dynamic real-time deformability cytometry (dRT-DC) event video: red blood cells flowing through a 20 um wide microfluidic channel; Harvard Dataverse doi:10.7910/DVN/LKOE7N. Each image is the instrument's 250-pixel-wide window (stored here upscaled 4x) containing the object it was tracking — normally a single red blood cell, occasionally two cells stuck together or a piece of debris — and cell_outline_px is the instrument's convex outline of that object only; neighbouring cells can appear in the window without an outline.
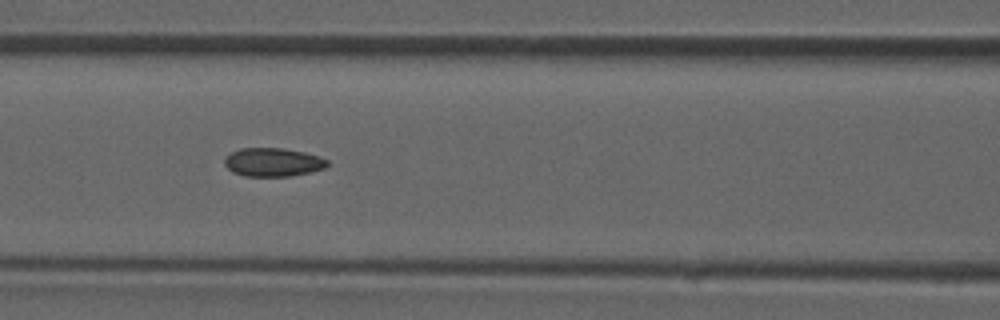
{"species": "common noctule bat (a hibernating species)", "species_latin": "Nyctalus noctula", "temperature_condition": "room temperature", "stored_images_in_passage": 46, "camera_frame_rate_fps": 3000, "um_per_image_px": 0.085, "animal": {"sex": "male", "forearm_length_mm": 52.5}, "frame": {"image": 1, "passage_image": 20, "time_ms": 6.333, "image_size_px": [1000, 320], "cell_outline_px": [[328, 164], [324, 168], [292, 176], [244, 176], [232, 172], [224, 164], [224, 156], [240, 148], [284, 148], [304, 152], [320, 156], [328, 160]], "centroid_in_image_um": [23.17, 13.78], "position_along_channel_um": 143.4, "area_um2": 17.17}}